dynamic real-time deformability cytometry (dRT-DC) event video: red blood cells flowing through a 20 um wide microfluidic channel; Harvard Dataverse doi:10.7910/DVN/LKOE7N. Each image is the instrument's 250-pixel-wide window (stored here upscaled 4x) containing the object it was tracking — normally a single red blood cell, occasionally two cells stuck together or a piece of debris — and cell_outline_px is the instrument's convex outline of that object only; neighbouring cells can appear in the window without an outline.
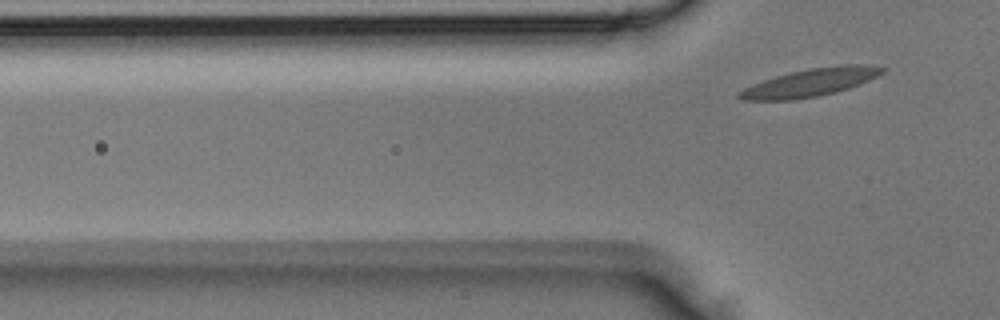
{"species": "Egyptian fruit bat (a non-hibernating species)", "species_latin": "Rousettus aegyptiacus", "temperature_condition": "room temperature", "stored_images_in_passage": 3, "segment_of_instrument_passage": [2, 2], "camera_frame_rate_fps": 3000, "um_per_image_px": 0.085, "animal": {"sex": "male"}, "frame": {"image": 1, "passage_image": 3, "time_ms": 0.667, "image_size_px": [1000, 320], "cell_outline_px": [[888, 68], [884, 72], [860, 84], [848, 88], [816, 96], [792, 100], [744, 100], [736, 96], [736, 92], [752, 84], [776, 76], [792, 72], [812, 68], [840, 64], [864, 64]], "centroid_in_image_um": [68.87, 7.01], "position_along_channel_um": 56.9, "area_um2": 23.0}}